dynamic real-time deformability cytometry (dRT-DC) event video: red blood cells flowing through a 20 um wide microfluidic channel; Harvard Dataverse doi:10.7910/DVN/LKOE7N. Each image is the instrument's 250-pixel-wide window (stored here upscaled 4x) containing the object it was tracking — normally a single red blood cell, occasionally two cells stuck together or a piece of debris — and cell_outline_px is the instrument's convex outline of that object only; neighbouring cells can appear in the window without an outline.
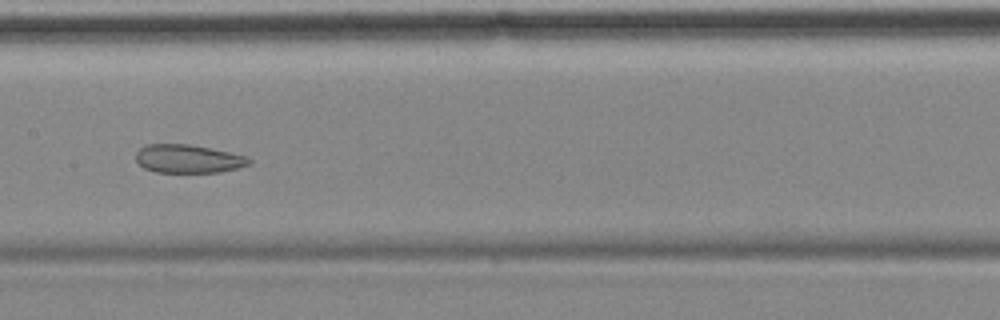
{"species": "common noctule bat (a hibernating species)", "species_latin": "Nyctalus noctula", "temperature_condition": "cold", "stored_images_in_passage": 10, "camera_frame_rate_fps": 3000, "um_per_image_px": 0.085, "animal": {"sex": "female", "body_mass_g": 18.4}, "frame": {"image": 1, "passage_image": 9, "time_ms": 9.333, "image_size_px": [1000, 320], "cell_outline_px": [[252, 160], [248, 164], [236, 168], [220, 172], [156, 172], [144, 168], [136, 160], [136, 152], [144, 144], [188, 144], [228, 152], [244, 156]], "centroid_in_image_um": [15.93, 13.49], "position_along_channel_um": 191.5, "area_um2": 18.44}}
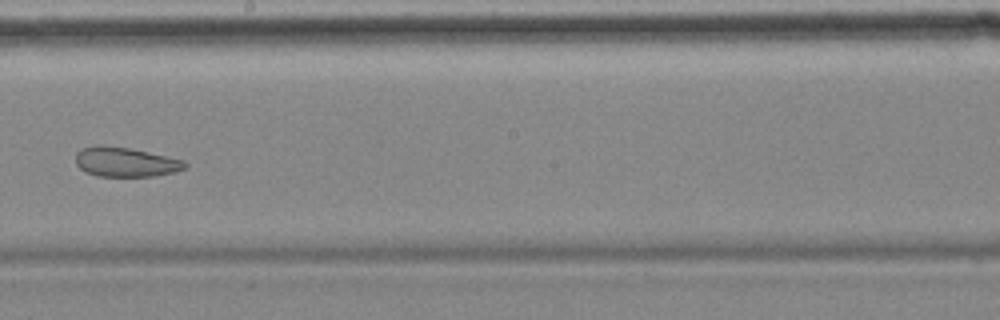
{"frame": {"image": 2, "passage_image": 10, "time_ms": 10.667, "image_size_px": [1000, 320], "cell_outline_px": [[188, 164], [184, 168], [176, 172], [156, 176], [96, 176], [84, 172], [76, 164], [76, 152], [80, 148], [100, 144], [128, 148], [148, 152], [184, 160]], "centroid_in_image_um": [10.64, 13.77], "position_along_channel_um": 237.6, "area_um2": 18.96}}